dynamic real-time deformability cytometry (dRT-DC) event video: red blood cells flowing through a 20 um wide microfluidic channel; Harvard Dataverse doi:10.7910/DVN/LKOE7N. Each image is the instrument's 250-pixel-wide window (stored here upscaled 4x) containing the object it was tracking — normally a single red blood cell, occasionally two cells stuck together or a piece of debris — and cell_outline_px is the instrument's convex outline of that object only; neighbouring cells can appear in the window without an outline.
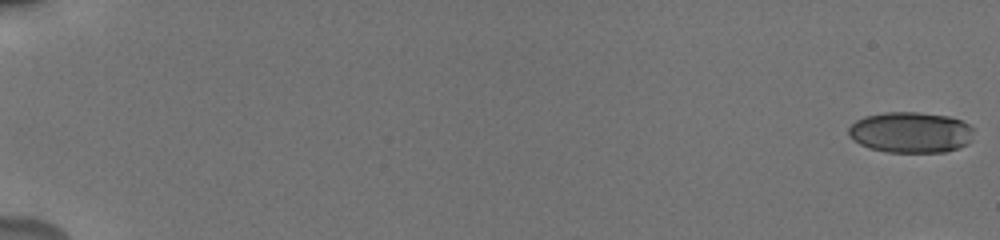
{"species": "human", "species_latin": "Homo sapiens", "temperature_condition": "cold", "stored_images_in_passage": 17, "camera_frame_rate_fps": 3000, "um_per_image_px": 0.085, "donor": {"sex": "male"}, "frame": {"image": 1, "passage_image": 1, "time_ms": 0.0, "image_size_px": [1000, 240], "cell_outline_px": [[972, 132], [968, 144], [944, 152], [888, 152], [868, 148], [860, 144], [848, 136], [848, 128], [856, 120], [864, 116], [884, 112], [916, 112], [948, 116], [960, 120], [968, 124], [972, 128]], "centroid_in_image_um": [77.36, 11.25], "position_along_channel_um": 7.6, "area_um2": 29.77}}
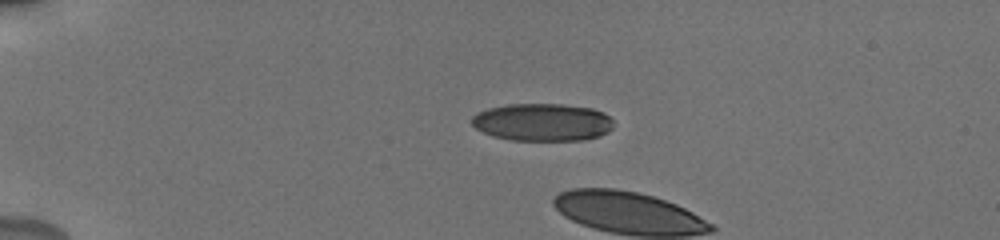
{"frame": {"image": 2, "passage_image": 15, "time_ms": 4.667, "image_size_px": [1000, 240], "cell_outline_px": [[612, 128], [608, 132], [600, 136], [584, 140], [512, 140], [492, 136], [476, 128], [472, 124], [472, 116], [488, 108], [508, 104], [560, 104], [592, 108], [604, 112], [612, 120]], "centroid_in_image_um": [46.12, 10.39], "position_along_channel_um": 38.9, "area_um2": 31.04}}